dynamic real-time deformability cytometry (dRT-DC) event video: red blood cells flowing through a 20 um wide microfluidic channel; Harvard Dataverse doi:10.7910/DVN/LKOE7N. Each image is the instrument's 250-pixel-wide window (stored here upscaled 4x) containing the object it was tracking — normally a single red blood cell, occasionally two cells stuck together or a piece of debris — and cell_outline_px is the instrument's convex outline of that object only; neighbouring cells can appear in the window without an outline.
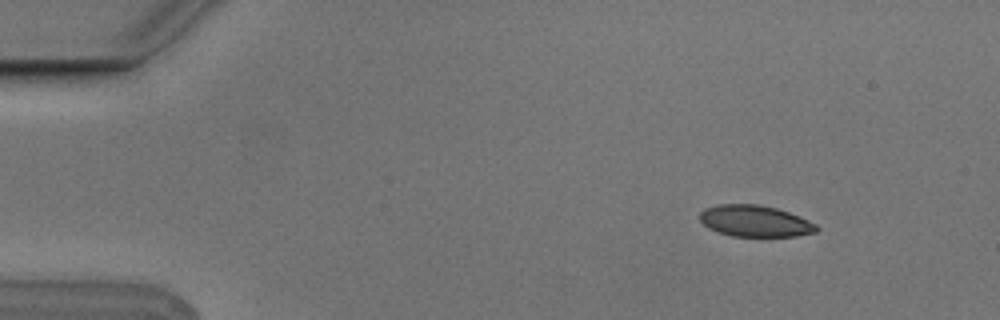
{"species": "Egyptian fruit bat (a non-hibernating species)", "species_latin": "Rousettus aegyptiacus", "temperature_condition": "cold", "stored_images_in_passage": 3, "camera_frame_rate_fps": 3000, "um_per_image_px": 0.085, "animal": {"sex": "male"}, "frame": {"image": 1, "passage_image": 2, "time_ms": 0.333, "image_size_px": [1000, 320], "cell_outline_px": [[820, 228], [816, 232], [796, 236], [732, 236], [708, 228], [700, 220], [700, 212], [704, 208], [716, 204], [760, 204], [776, 208], [800, 216], [816, 224]], "centroid_in_image_um": [64.18, 18.78], "position_along_channel_um": 20.8, "area_um2": 21.44}}